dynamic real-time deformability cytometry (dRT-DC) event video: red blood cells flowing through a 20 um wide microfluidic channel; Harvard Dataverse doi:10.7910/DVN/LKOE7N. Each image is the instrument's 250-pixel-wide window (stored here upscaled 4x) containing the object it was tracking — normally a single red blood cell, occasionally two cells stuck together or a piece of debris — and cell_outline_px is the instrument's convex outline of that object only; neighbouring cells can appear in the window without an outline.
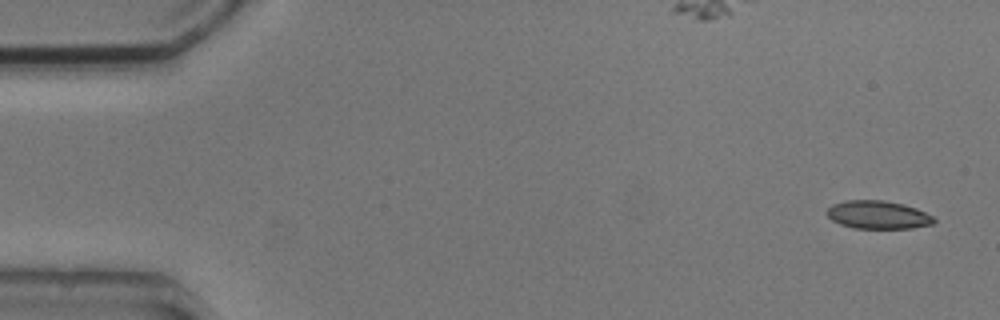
{"species": "common noctule bat (a hibernating species)", "species_latin": "Nyctalus noctula", "temperature_condition": "cold", "stored_images_in_passage": 5, "camera_frame_rate_fps": 3000, "um_per_image_px": 0.085, "animal": {"sex": "male", "body_mass_g": 20.5, "forearm_length_mm": 52.5}, "frame": {"image": 1, "passage_image": 1, "time_ms": 0.0, "image_size_px": [1000, 320], "cell_outline_px": [[936, 220], [932, 224], [912, 228], [852, 228], [840, 224], [832, 220], [824, 212], [832, 204], [844, 200], [884, 200], [904, 204], [916, 208], [932, 216]], "centroid_in_image_um": [74.59, 18.25], "position_along_channel_um": 10.4, "area_um2": 17.63}}